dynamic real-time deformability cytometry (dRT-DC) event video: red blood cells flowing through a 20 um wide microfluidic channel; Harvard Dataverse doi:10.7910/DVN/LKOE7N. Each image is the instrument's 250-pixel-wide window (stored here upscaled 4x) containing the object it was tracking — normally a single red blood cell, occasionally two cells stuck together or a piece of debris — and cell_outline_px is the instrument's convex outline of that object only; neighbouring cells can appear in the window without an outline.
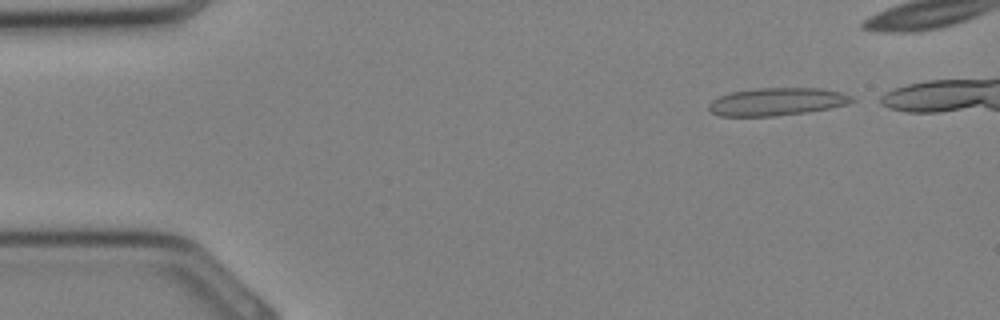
{"species": "Egyptian fruit bat (a non-hibernating species)", "species_latin": "Rousettus aegyptiacus", "temperature_condition": "cold", "stored_images_in_passage": 27, "camera_frame_rate_fps": 3000, "um_per_image_px": 0.085, "animal": {"sex": "female"}, "frame": {"image": 1, "passage_image": 2, "time_ms": 0.333, "image_size_px": [1000, 320], "cell_outline_px": [[856, 100], [848, 104], [808, 112], [776, 116], [720, 116], [712, 112], [708, 108], [708, 104], [712, 100], [728, 92], [756, 88], [820, 88], [840, 92], [852, 96]], "centroid_in_image_um": [66.03, 8.64], "position_along_channel_um": 19.0, "area_um2": 23.24}}
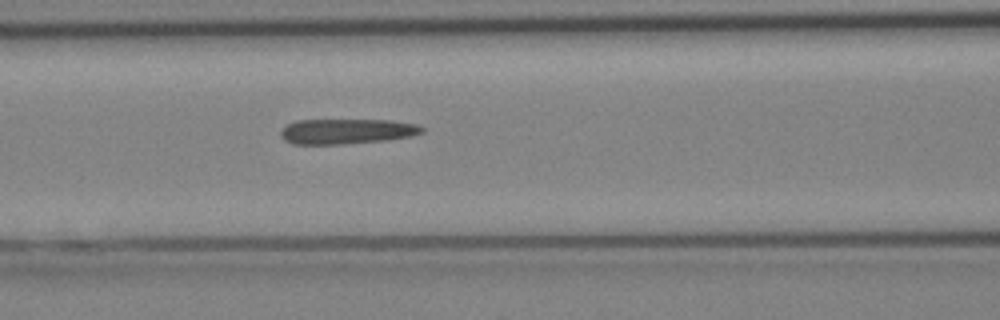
{"frame": {"image": 2, "passage_image": 12, "time_ms": 3.667, "image_size_px": [1000, 320], "cell_outline_px": [[424, 132], [412, 136], [388, 140], [344, 144], [292, 144], [284, 140], [280, 136], [280, 132], [288, 124], [296, 120], [388, 120], [416, 124], [424, 128]], "centroid_in_image_um": [29.47, 11.17], "position_along_channel_um": 137.1, "area_um2": 20.81}}
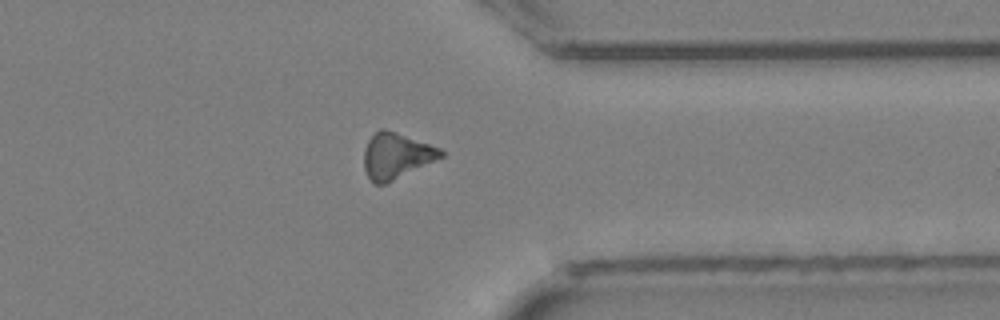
{"frame": {"image": 3, "passage_image": 24, "time_ms": 7.667, "image_size_px": [1000, 320], "cell_outline_px": [[444, 156], [384, 184], [376, 184], [368, 176], [364, 168], [364, 148], [368, 140], [380, 128], [384, 128], [396, 132], [440, 148], [444, 152]], "centroid_in_image_um": [33.66, 13.22], "position_along_channel_um": 377.7, "area_um2": 20.11}}